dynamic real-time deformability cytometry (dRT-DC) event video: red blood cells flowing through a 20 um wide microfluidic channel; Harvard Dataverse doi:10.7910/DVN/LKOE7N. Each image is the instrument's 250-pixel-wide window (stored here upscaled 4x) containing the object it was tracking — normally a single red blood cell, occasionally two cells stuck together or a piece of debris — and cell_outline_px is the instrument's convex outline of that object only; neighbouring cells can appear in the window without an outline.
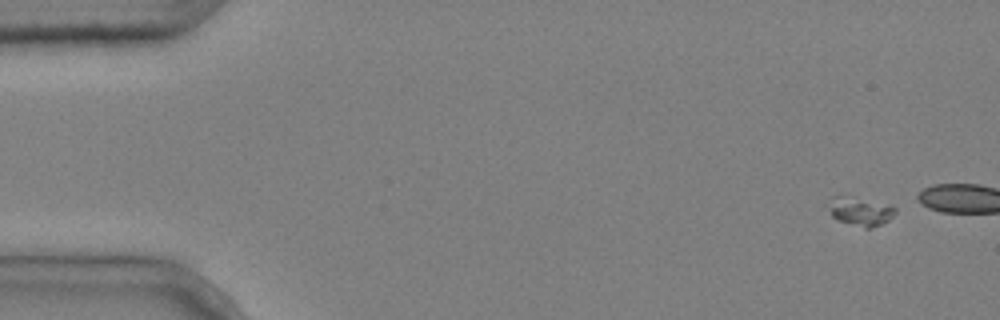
{"species": "common noctule bat (a hibernating species)", "species_latin": "Nyctalus noctula", "temperature_condition": "cold", "stored_images_in_passage": 5, "segment_of_instrument_passage": [1, 2], "camera_frame_rate_fps": 3000, "um_per_image_px": 0.085, "animal": {"sex": "male", "body_mass_g": 20.4}, "frame": {"image": 1, "passage_image": 1, "time_ms": 0.0, "image_size_px": [1000, 320], "cell_outline_px": [[896, 212], [888, 220], [880, 224], [868, 228], [864, 228], [836, 220], [832, 216], [824, 204], [832, 196], [840, 196], [896, 208]], "centroid_in_image_um": [72.98, 18.0], "position_along_channel_um": 12.0, "area_um2": 10.64}}